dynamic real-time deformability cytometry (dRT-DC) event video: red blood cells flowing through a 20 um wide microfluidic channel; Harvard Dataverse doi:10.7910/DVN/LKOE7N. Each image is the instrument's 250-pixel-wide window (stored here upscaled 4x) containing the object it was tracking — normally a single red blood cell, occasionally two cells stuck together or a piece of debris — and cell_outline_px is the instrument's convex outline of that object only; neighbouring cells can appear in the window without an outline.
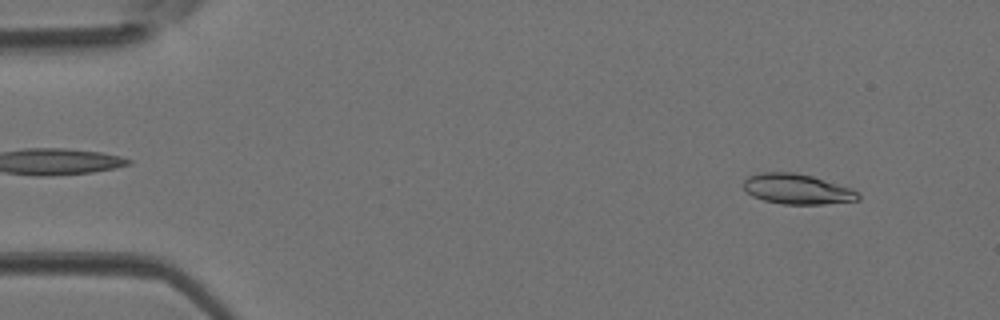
{"species": "Egyptian fruit bat (a non-hibernating species)", "species_latin": "Rousettus aegyptiacus", "temperature_condition": "room temperature", "stored_images_in_passage": 41, "camera_frame_rate_fps": 3000, "um_per_image_px": 0.085, "animal": {"sex": "female"}, "frame": {"image": 1, "passage_image": 4, "time_ms": 1.0, "image_size_px": [1000, 320], "cell_outline_px": [[860, 200], [824, 204], [780, 204], [764, 200], [752, 196], [744, 188], [744, 180], [748, 176], [760, 172], [796, 172], [812, 176], [852, 188], [860, 192]], "centroid_in_image_um": [67.78, 16.07], "position_along_channel_um": 17.2, "area_um2": 20.35}}
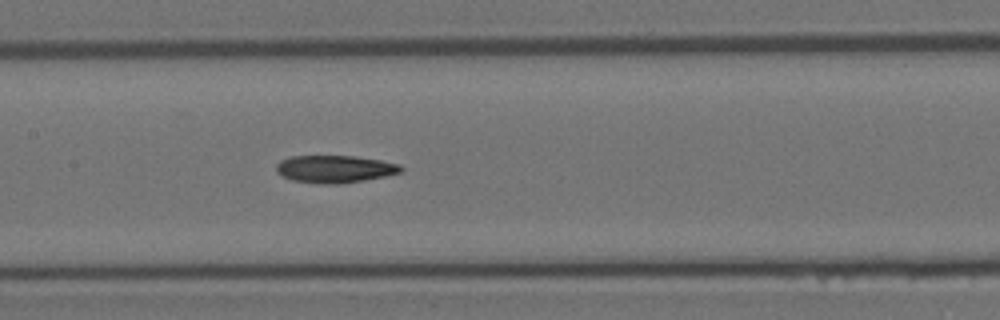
{"frame": {"image": 2, "passage_image": 21, "time_ms": 6.667, "image_size_px": [1000, 320], "cell_outline_px": [[404, 168], [400, 172], [384, 176], [364, 180], [340, 184], [320, 184], [292, 180], [276, 172], [276, 164], [280, 160], [292, 156], [352, 156], [380, 160], [400, 164]], "centroid_in_image_um": [28.44, 14.37], "position_along_channel_um": 179.0, "area_um2": 19.88}}
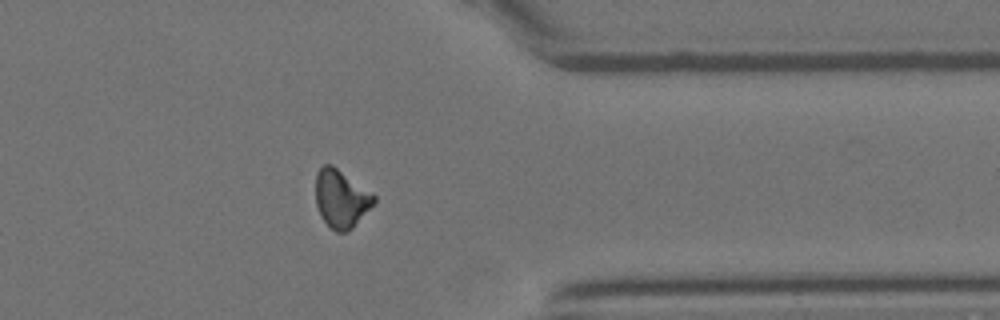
{"frame": {"image": 3, "passage_image": 35, "time_ms": 11.333, "image_size_px": [1000, 320], "cell_outline_px": [[376, 200], [352, 228], [348, 232], [336, 232], [320, 216], [316, 204], [316, 172], [324, 164], [332, 164], [376, 196]], "centroid_in_image_um": [28.97, 16.88], "position_along_channel_um": 382.4, "area_um2": 19.42}}